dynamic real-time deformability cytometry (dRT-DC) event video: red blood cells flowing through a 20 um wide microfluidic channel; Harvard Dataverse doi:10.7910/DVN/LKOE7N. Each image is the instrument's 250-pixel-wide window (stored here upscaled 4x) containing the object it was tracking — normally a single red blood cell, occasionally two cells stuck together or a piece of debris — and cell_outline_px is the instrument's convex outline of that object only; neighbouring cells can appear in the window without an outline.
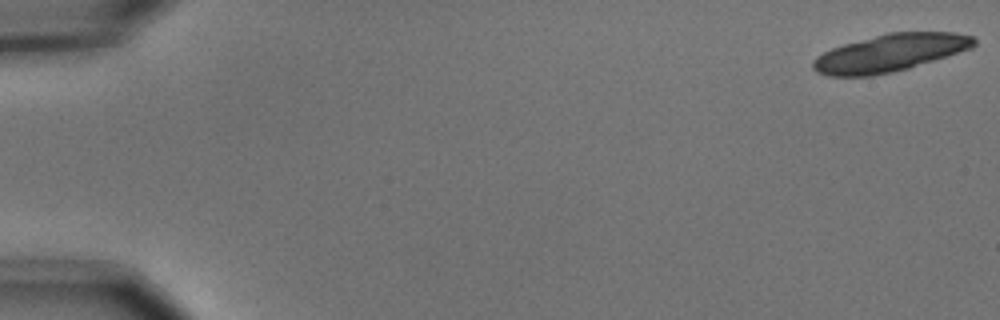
{"species": "common noctule bat (a hibernating species)", "species_latin": "Nyctalus noctula", "temperature_condition": "cold", "stored_images_in_passage": 15, "camera_frame_rate_fps": 3000, "um_per_image_px": 0.085, "animal": {"sex": "male", "body_mass_g": 15.6}, "frame": {"image": 1, "passage_image": 1, "time_ms": 0.0, "image_size_px": [1000, 320], "cell_outline_px": [[976, 44], [972, 48], [908, 68], [892, 72], [872, 76], [828, 76], [816, 72], [812, 68], [812, 60], [816, 56], [832, 48], [844, 44], [888, 32], [956, 32], [972, 36], [976, 40]], "centroid_in_image_um": [75.63, 4.5], "position_along_channel_um": 9.4, "area_um2": 35.03}}